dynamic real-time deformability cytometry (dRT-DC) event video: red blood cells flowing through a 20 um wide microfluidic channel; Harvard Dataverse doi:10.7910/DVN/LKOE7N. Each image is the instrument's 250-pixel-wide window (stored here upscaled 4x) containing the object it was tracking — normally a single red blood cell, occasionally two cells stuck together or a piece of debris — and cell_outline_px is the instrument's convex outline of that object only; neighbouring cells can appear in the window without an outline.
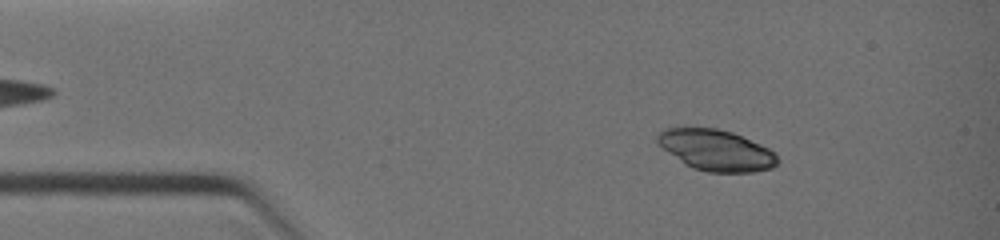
{"species": "common noctule bat (a hibernating species)", "species_latin": "Nyctalus noctula", "temperature_condition": "warm", "stored_images_in_passage": 62, "camera_frame_rate_fps": 3000, "um_per_image_px": 0.085, "animal": {"sex": "female", "body_mass_g": 19.0, "forearm_length_mm": 51.5}, "frame": {"image": 1, "passage_image": 11, "time_ms": 1.667, "image_size_px": [1000, 240], "cell_outline_px": [[780, 160], [772, 168], [752, 172], [708, 172], [692, 168], [684, 164], [656, 144], [656, 136], [664, 128], [684, 124], [716, 128], [732, 132], [760, 144], [776, 152]], "centroid_in_image_um": [60.8, 12.72], "position_along_channel_um": 24.2, "area_um2": 29.59}}
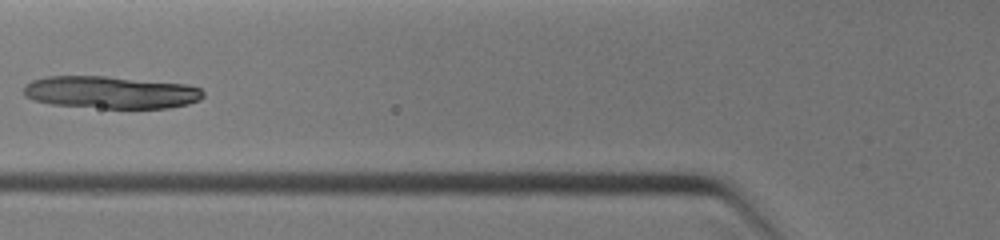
{"frame": {"image": 2, "passage_image": 28, "time_ms": 4.667, "image_size_px": [1000, 240], "cell_outline_px": [[204, 96], [200, 100], [188, 104], [168, 108], [104, 108], [52, 104], [36, 100], [24, 96], [24, 84], [32, 80], [44, 76], [104, 76], [188, 84], [200, 88], [204, 92]], "centroid_in_image_um": [9.43, 7.84], "position_along_channel_um": 116.4, "area_um2": 33.99}}
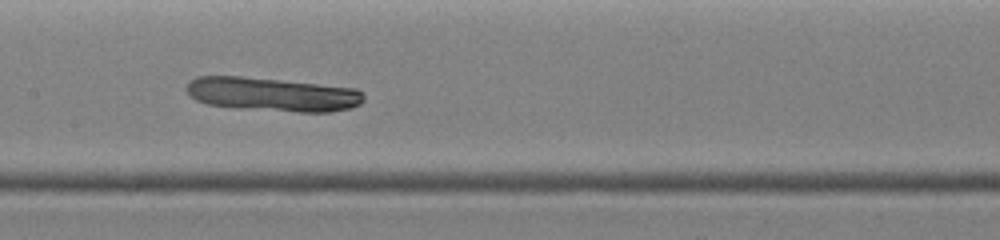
{"frame": {"image": 3, "passage_image": 36, "time_ms": 6.0, "image_size_px": [1000, 240], "cell_outline_px": [[364, 100], [360, 104], [352, 108], [332, 112], [296, 112], [236, 108], [208, 104], [196, 100], [184, 88], [196, 76], [240, 76], [280, 80], [356, 88], [364, 96]], "centroid_in_image_um": [23.17, 8.03], "position_along_channel_um": 184.2, "area_um2": 34.97}}